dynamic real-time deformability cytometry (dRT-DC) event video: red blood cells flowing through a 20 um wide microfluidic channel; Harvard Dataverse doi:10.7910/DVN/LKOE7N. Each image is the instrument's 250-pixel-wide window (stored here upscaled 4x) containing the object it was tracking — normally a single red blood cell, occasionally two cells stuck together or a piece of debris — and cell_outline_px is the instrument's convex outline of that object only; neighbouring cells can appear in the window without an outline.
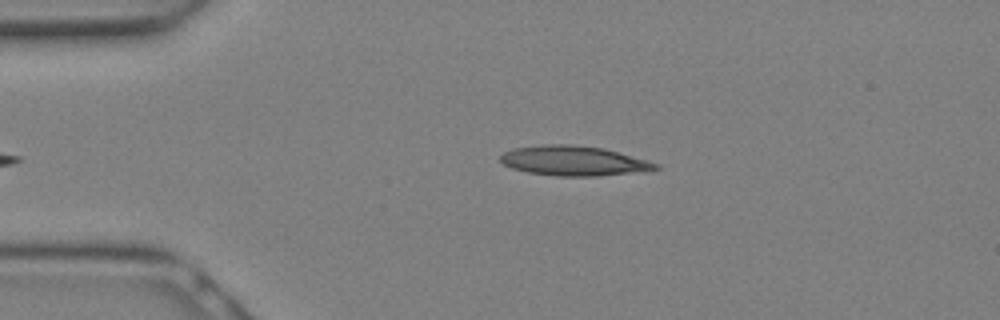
{"species": "Egyptian fruit bat (a non-hibernating species)", "species_latin": "Rousettus aegyptiacus", "temperature_condition": "warm", "stored_images_in_passage": 5, "camera_frame_rate_fps": 3000, "um_per_image_px": 0.085, "animal": {"sex": "female"}, "frame": {"image": 1, "passage_image": 1, "time_ms": 0.0, "image_size_px": [1000, 320], "cell_outline_px": [[660, 168], [644, 172], [596, 176], [556, 176], [528, 172], [512, 168], [504, 164], [500, 160], [500, 156], [504, 152], [512, 148], [544, 144], [568, 144], [604, 148], [660, 164]], "centroid_in_image_um": [48.78, 13.67], "position_along_channel_um": 36.2, "area_um2": 27.05}}
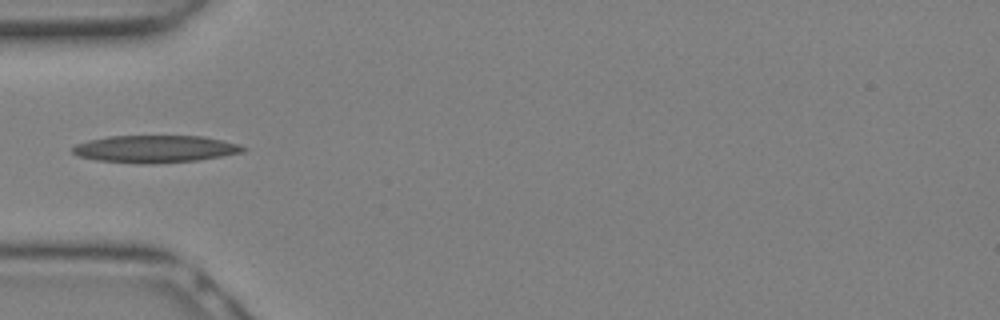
{"frame": {"image": 2, "passage_image": 4, "time_ms": 1.0, "image_size_px": [1000, 320], "cell_outline_px": [[248, 148], [244, 152], [196, 160], [148, 164], [96, 160], [80, 156], [72, 152], [72, 148], [76, 144], [88, 140], [108, 136], [204, 136], [240, 144]], "centroid_in_image_um": [13.2, 12.65], "position_along_channel_um": 71.8, "area_um2": 26.99}}